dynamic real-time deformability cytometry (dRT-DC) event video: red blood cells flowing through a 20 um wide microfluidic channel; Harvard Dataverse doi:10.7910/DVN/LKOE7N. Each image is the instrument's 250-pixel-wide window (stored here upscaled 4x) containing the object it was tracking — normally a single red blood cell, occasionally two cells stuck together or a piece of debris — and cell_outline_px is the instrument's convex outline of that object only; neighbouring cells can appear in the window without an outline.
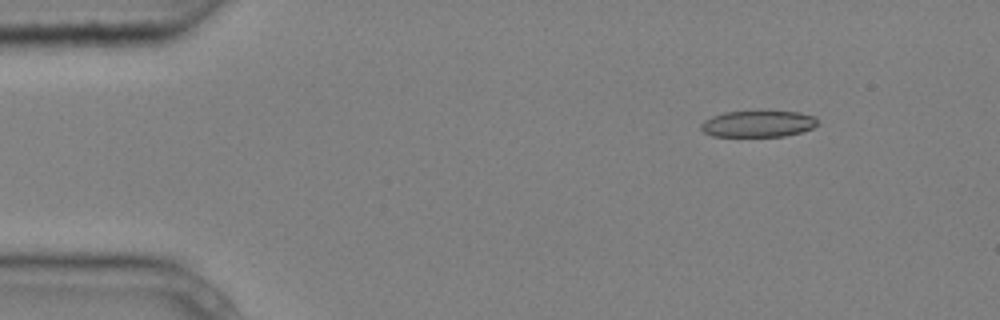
{"species": "common noctule bat (a hibernating species)", "species_latin": "Nyctalus noctula", "temperature_condition": "cold", "stored_images_in_passage": 6, "camera_frame_rate_fps": 3000, "um_per_image_px": 0.085, "animal": {"sex": "male", "body_mass_g": 20.4}, "frame": {"image": 1, "passage_image": 2, "time_ms": 0.333, "image_size_px": [1000, 320], "cell_outline_px": [[820, 124], [812, 128], [800, 132], [784, 136], [712, 136], [704, 132], [700, 128], [700, 124], [704, 120], [712, 116], [724, 112], [800, 112], [816, 116]], "centroid_in_image_um": [64.45, 10.53], "position_along_channel_um": 20.5, "area_um2": 17.92}}
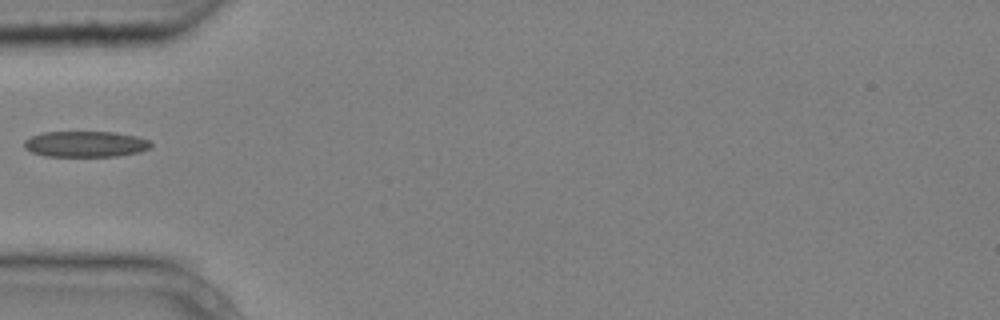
{"frame": {"image": 2, "passage_image": 5, "time_ms": 1.333, "image_size_px": [1000, 320], "cell_outline_px": [[152, 148], [140, 152], [116, 156], [44, 156], [32, 152], [24, 148], [24, 140], [32, 136], [44, 132], [116, 132], [136, 136], [148, 140], [152, 144]], "centroid_in_image_um": [7.28, 12.25], "position_along_channel_um": 77.7, "area_um2": 19.19}}
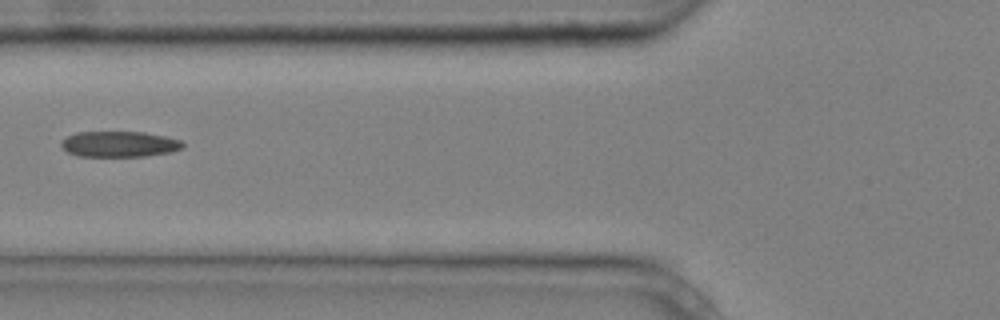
{"frame": {"image": 3, "passage_image": 6, "time_ms": 1.667, "image_size_px": [1000, 320], "cell_outline_px": [[184, 148], [172, 152], [144, 156], [76, 156], [68, 152], [60, 144], [60, 140], [76, 132], [144, 132], [168, 136], [180, 140], [184, 144]], "centroid_in_image_um": [10.16, 12.24], "position_along_channel_um": 115.6, "area_um2": 18.38}}